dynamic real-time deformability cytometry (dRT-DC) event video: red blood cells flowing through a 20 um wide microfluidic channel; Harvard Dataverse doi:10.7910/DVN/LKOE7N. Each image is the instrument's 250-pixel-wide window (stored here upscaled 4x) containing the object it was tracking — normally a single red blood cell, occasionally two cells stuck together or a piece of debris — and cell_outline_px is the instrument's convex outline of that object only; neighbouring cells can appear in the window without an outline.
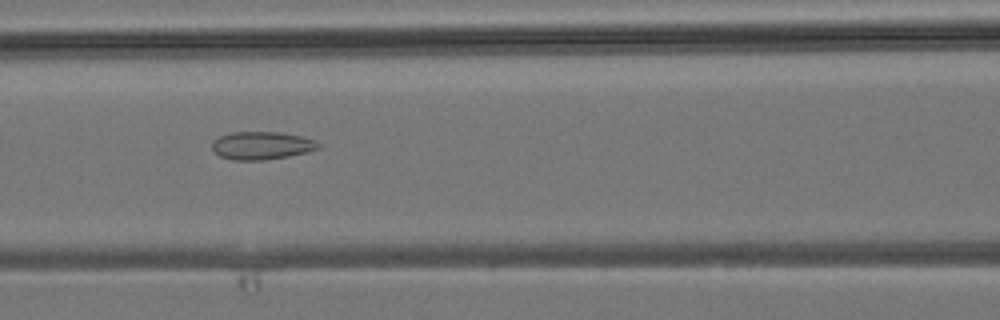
{"species": "common noctule bat (a hibernating species)", "species_latin": "Nyctalus noctula", "temperature_condition": "room temperature", "stored_images_in_passage": 38, "camera_frame_rate_fps": 3000, "um_per_image_px": 0.085, "animal": {"sex": "male", "body_mass_g": 19.2, "forearm_length_mm": 51.8}, "frame": {"image": 1, "passage_image": 19, "time_ms": 6.0, "image_size_px": [1000, 320], "cell_outline_px": [[320, 148], [308, 152], [288, 156], [264, 160], [232, 160], [220, 156], [212, 148], [212, 140], [220, 136], [232, 132], [280, 132], [304, 136], [316, 140], [320, 144]], "centroid_in_image_um": [22.28, 12.36], "position_along_channel_um": 144.3, "area_um2": 17.46}}
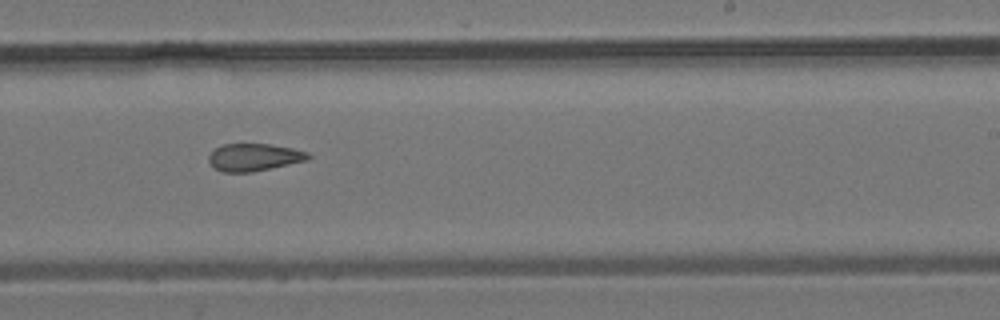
{"frame": {"image": 2, "passage_image": 27, "time_ms": 8.667, "image_size_px": [1000, 320], "cell_outline_px": [[312, 156], [308, 160], [252, 172], [224, 172], [216, 168], [208, 160], [208, 156], [216, 148], [224, 144], [268, 144], [292, 148], [308, 152]], "centroid_in_image_um": [21.62, 13.36], "position_along_channel_um": 267.4, "area_um2": 15.72}}
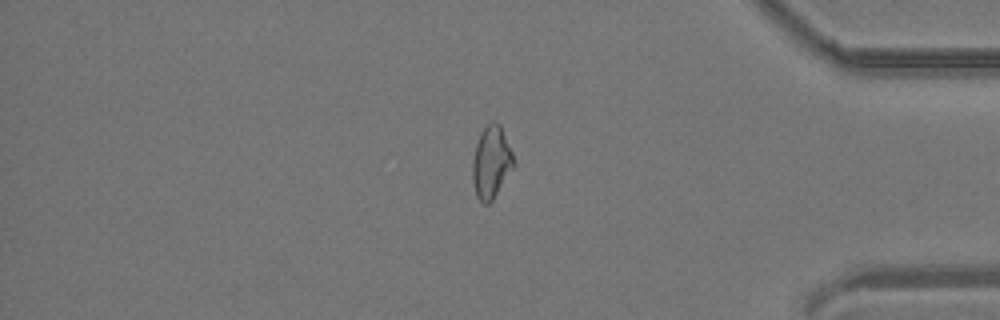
{"frame": {"image": 3, "passage_image": 37, "time_ms": 12.0, "image_size_px": [1000, 320], "cell_outline_px": [[516, 164], [492, 200], [488, 204], [484, 204], [476, 196], [472, 180], [472, 164], [476, 144], [480, 132], [492, 120], [500, 124], [512, 152]], "centroid_in_image_um": [41.76, 13.79], "position_along_channel_um": 393.4, "area_um2": 17.34}}